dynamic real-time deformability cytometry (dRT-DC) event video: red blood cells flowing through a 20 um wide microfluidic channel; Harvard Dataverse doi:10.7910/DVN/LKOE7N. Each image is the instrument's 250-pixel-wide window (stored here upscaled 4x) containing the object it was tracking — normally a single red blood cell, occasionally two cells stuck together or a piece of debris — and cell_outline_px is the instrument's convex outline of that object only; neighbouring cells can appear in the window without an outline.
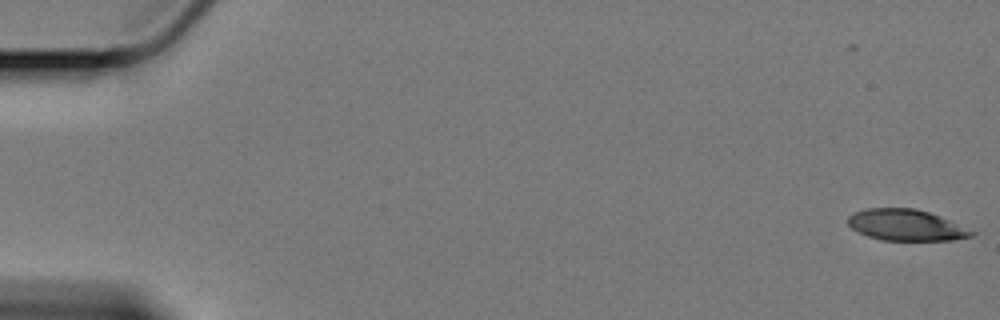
{"species": "Egyptian fruit bat (a non-hibernating species)", "species_latin": "Rousettus aegyptiacus", "temperature_condition": "cold", "stored_images_in_passage": 19, "camera_frame_rate_fps": 3000, "um_per_image_px": 0.085, "animal": {"sex": "female"}, "frame": {"image": 1, "passage_image": 1, "time_ms": 0.0, "image_size_px": [1000, 320], "cell_outline_px": [[976, 232], [972, 236], [952, 240], [884, 240], [868, 236], [852, 228], [848, 224], [848, 216], [864, 208], [916, 208], [940, 216]], "centroid_in_image_um": [77.01, 19.12], "position_along_channel_um": 8.0, "area_um2": 22.25}}
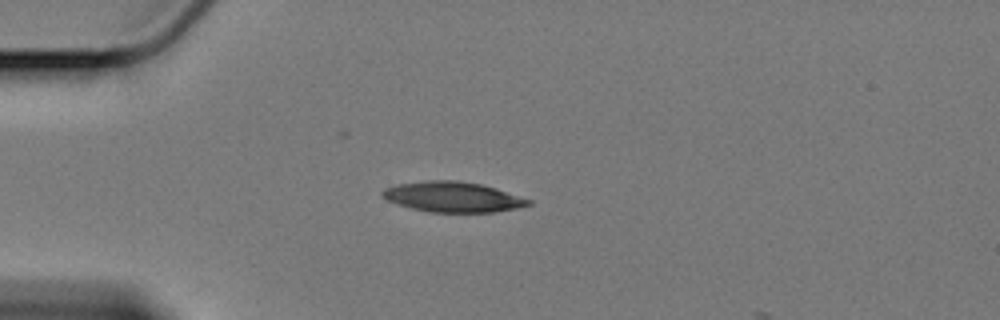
{"frame": {"image": 2, "passage_image": 16, "time_ms": 5.0, "image_size_px": [1000, 320], "cell_outline_px": [[532, 204], [516, 208], [492, 212], [428, 212], [412, 208], [388, 200], [380, 196], [380, 192], [384, 188], [396, 184], [428, 180], [456, 180], [480, 184], [496, 188], [532, 200]], "centroid_in_image_um": [38.47, 16.73], "position_along_channel_um": 46.5, "area_um2": 25.72}}